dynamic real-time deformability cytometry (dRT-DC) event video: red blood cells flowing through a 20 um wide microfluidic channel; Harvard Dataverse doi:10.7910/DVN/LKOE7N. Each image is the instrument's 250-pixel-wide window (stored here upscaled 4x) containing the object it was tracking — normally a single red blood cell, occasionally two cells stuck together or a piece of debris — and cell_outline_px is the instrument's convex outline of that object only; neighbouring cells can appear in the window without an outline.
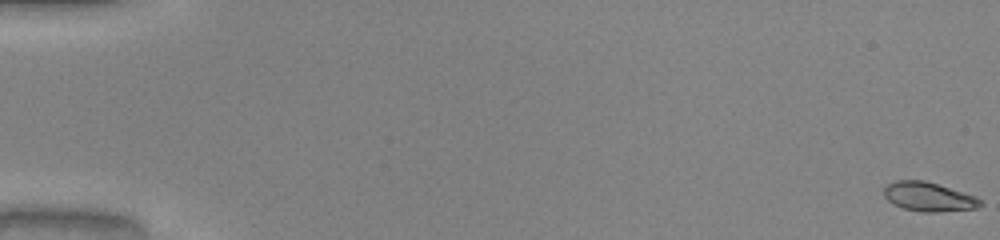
{"species": "common noctule bat (a hibernating species)", "species_latin": "Nyctalus noctula", "temperature_condition": "warm", "stored_images_in_passage": 52, "camera_frame_rate_fps": 3000, "um_per_image_px": 0.085, "animal": {"sex": "male", "body_mass_g": 20.0, "forearm_length_mm": 53.3}, "frame": {"image": 1, "passage_image": 1, "time_ms": 0.0, "image_size_px": [1000, 240], "cell_outline_px": [[984, 204], [976, 208], [936, 212], [924, 212], [904, 208], [888, 200], [884, 196], [884, 188], [888, 184], [896, 180], [924, 180], [976, 196]], "centroid_in_image_um": [78.95, 16.72], "position_along_channel_um": 6.1, "area_um2": 16.13}}
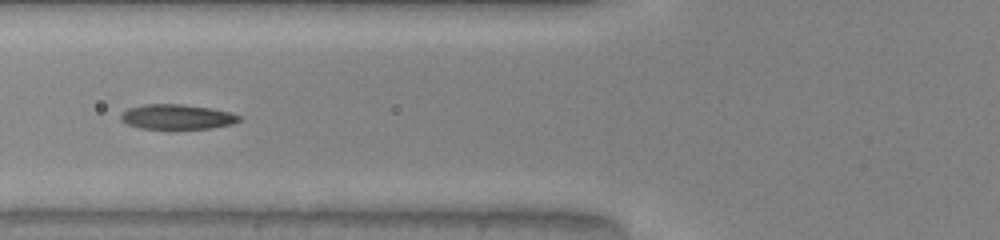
{"frame": {"image": 2, "passage_image": 22, "time_ms": 7.0, "image_size_px": [1000, 240], "cell_outline_px": [[240, 120], [232, 124], [212, 128], [140, 128], [128, 124], [120, 120], [120, 116], [128, 108], [144, 104], [180, 104], [208, 108], [228, 112], [240, 116]], "centroid_in_image_um": [15.01, 9.93], "position_along_channel_um": 110.8, "area_um2": 16.82}}
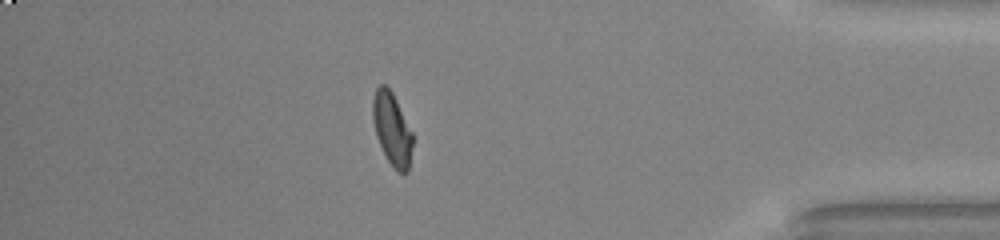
{"frame": {"image": 3, "passage_image": 46, "time_ms": 15.0, "image_size_px": [1000, 240], "cell_outline_px": [[412, 144], [408, 172], [396, 172], [392, 168], [376, 136], [372, 120], [372, 100], [376, 88], [380, 84], [384, 84], [392, 92], [412, 132]], "centroid_in_image_um": [33.3, 10.97], "position_along_channel_um": 401.9, "area_um2": 16.76}, "authors_computed_cell_mechanics": {"area_um2": 16.8198, "velocity_mm_per_s": 4.094, "shape_relaxation_time_tau1_ms": null, "shape_relaxation_time_tau2_ms": 1.0689, "deformation_change_tau1": null, "deformation_change_tau2": 0.0623}}